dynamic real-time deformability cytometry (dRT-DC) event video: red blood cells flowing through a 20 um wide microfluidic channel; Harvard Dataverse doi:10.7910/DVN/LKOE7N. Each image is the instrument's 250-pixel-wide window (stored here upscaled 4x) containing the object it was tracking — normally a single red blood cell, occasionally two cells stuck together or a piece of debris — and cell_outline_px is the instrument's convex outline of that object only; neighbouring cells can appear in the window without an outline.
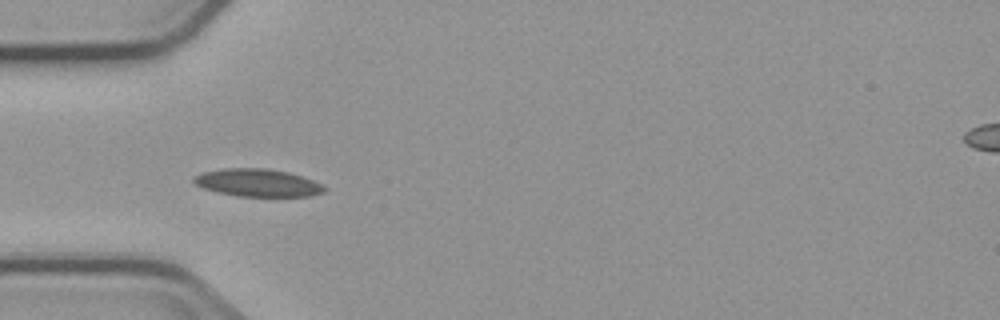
{"species": "common noctule bat (a hibernating species)", "species_latin": "Nyctalus noctula", "temperature_condition": "cold", "stored_images_in_passage": 5, "camera_frame_rate_fps": 3000, "um_per_image_px": 0.085, "animal": {"sex": "male", "body_mass_g": 23.1, "forearm_length_mm": 52.7}, "frame": {"image": 1, "passage_image": 4, "time_ms": 3.667, "image_size_px": [1000, 320], "cell_outline_px": [[328, 188], [324, 192], [308, 196], [236, 196], [216, 192], [204, 188], [196, 184], [192, 180], [192, 176], [204, 172], [224, 168], [268, 168], [288, 172], [324, 184]], "centroid_in_image_um": [21.9, 15.53], "position_along_channel_um": 63.1, "area_um2": 21.1}}
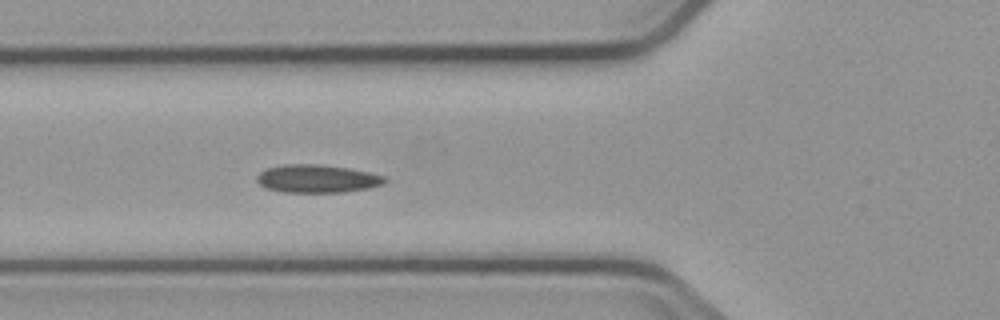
{"frame": {"image": 2, "passage_image": 5, "time_ms": 4.667, "image_size_px": [1000, 320], "cell_outline_px": [[388, 180], [384, 184], [368, 188], [344, 192], [284, 192], [264, 188], [256, 180], [256, 176], [264, 168], [284, 164], [320, 164], [348, 168], [368, 172], [384, 176]], "centroid_in_image_um": [26.93, 15.18], "position_along_channel_um": 98.9, "area_um2": 21.04}}